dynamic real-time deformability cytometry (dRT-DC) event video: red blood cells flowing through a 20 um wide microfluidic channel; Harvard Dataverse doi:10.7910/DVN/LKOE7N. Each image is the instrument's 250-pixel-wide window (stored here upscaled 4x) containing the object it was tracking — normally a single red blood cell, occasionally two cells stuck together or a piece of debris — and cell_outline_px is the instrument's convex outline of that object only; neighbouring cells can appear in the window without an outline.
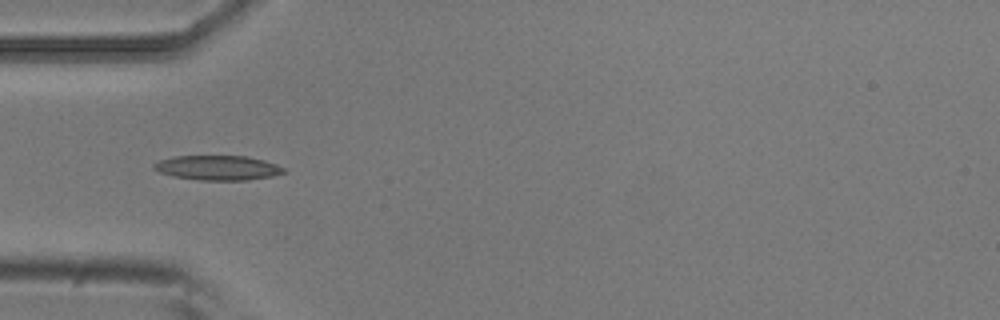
{"species": "common noctule bat (a hibernating species)", "species_latin": "Nyctalus noctula", "temperature_condition": "room temperature", "stored_images_in_passage": 8, "camera_frame_rate_fps": 3000, "um_per_image_px": 0.085, "animal": {"sex": "male", "body_mass_g": 20.5, "forearm_length_mm": 52.5}, "frame": {"image": 1, "passage_image": 5, "time_ms": 1.333, "image_size_px": [1000, 320], "cell_outline_px": [[288, 172], [272, 176], [248, 180], [200, 180], [172, 176], [160, 172], [152, 168], [152, 164], [160, 160], [176, 156], [248, 156], [264, 160], [276, 164], [284, 168]], "centroid_in_image_um": [18.53, 14.26], "position_along_channel_um": 66.5, "area_um2": 18.73}}
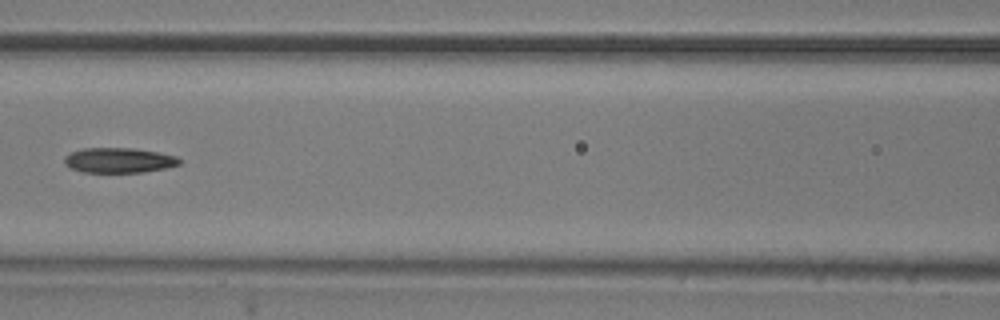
{"frame": {"image": 2, "passage_image": 7, "time_ms": 2.0, "image_size_px": [1000, 320], "cell_outline_px": [[180, 164], [164, 168], [144, 172], [84, 172], [68, 168], [64, 164], [64, 156], [72, 152], [84, 148], [132, 148], [156, 152], [176, 156], [180, 160]], "centroid_in_image_um": [10.05, 13.63], "position_along_channel_um": 156.5, "area_um2": 16.7}}
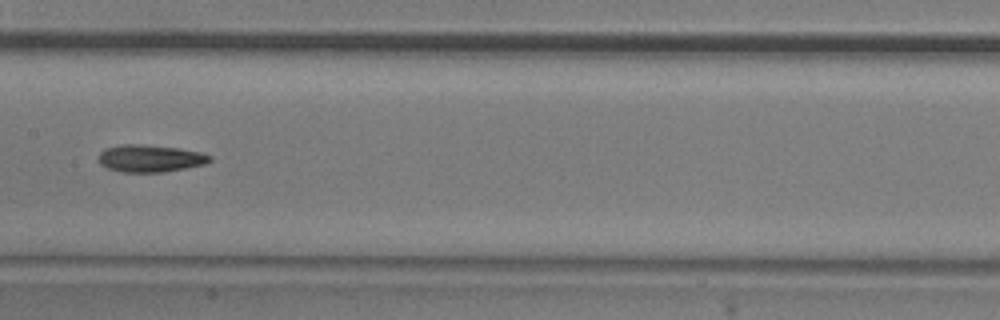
{"frame": {"image": 3, "passage_image": 8, "time_ms": 2.333, "image_size_px": [1000, 320], "cell_outline_px": [[212, 160], [208, 164], [164, 172], [120, 172], [108, 168], [100, 164], [100, 152], [104, 148], [120, 144], [140, 144], [176, 148], [200, 152], [212, 156]], "centroid_in_image_um": [12.78, 13.47], "position_along_channel_um": 194.6, "area_um2": 17.74}}